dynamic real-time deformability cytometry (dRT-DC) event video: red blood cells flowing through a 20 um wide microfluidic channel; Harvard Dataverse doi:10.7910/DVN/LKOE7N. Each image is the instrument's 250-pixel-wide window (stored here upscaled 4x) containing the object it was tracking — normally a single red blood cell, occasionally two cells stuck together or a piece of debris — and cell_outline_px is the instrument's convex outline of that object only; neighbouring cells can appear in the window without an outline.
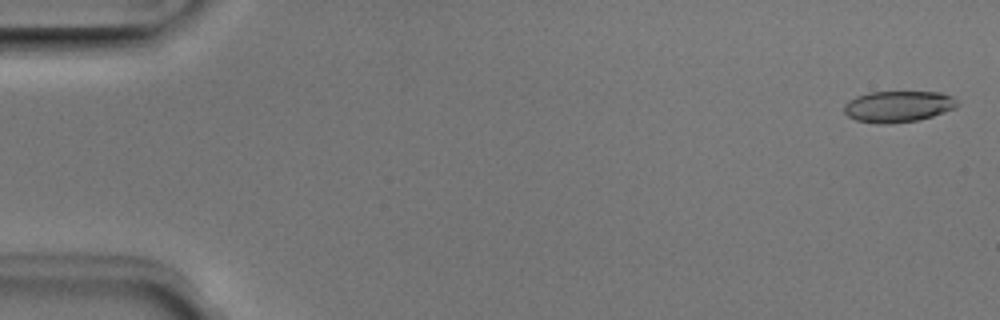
{"species": "Egyptian fruit bat (a non-hibernating species)", "species_latin": "Rousettus aegyptiacus", "temperature_condition": "room temperature", "stored_images_in_passage": 16, "camera_frame_rate_fps": 3000, "um_per_image_px": 0.085, "animal": {"sex": "male"}, "frame": {"image": 1, "passage_image": 2, "time_ms": 0.333, "image_size_px": [1000, 320], "cell_outline_px": [[960, 104], [956, 108], [932, 116], [916, 120], [888, 124], [876, 124], [856, 120], [848, 116], [844, 112], [844, 104], [848, 100], [856, 96], [868, 92], [940, 92], [952, 96]], "centroid_in_image_um": [76.32, 9.05], "position_along_channel_um": 8.7, "area_um2": 20.75}}
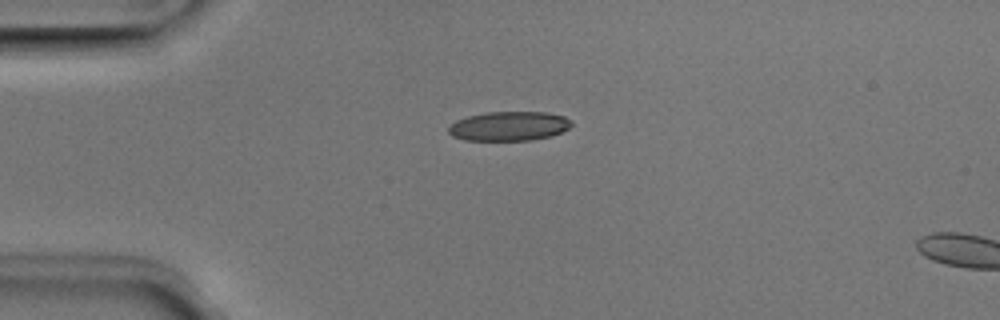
{"frame": {"image": 2, "passage_image": 13, "time_ms": 4.0, "image_size_px": [1000, 320], "cell_outline_px": [[572, 124], [568, 128], [552, 136], [532, 140], [464, 140], [452, 136], [448, 132], [448, 128], [456, 120], [468, 116], [488, 112], [548, 112], [564, 116], [572, 120]], "centroid_in_image_um": [43.28, 10.72], "position_along_channel_um": 41.7, "area_um2": 21.04}}